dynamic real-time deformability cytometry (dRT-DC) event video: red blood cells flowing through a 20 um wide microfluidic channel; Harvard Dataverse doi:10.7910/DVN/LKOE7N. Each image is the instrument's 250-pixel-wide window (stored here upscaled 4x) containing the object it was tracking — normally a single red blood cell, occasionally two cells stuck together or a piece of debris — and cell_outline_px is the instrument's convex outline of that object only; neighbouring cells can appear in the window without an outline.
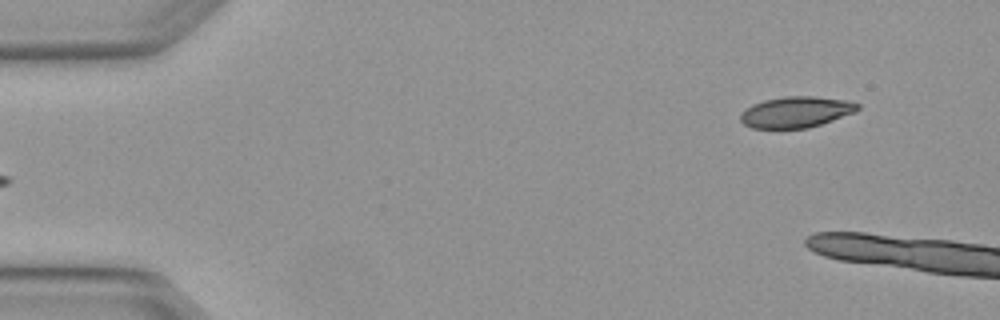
{"species": "Egyptian fruit bat (a non-hibernating species)", "species_latin": "Rousettus aegyptiacus", "temperature_condition": "warm", "stored_images_in_passage": 3, "camera_frame_rate_fps": 3000, "um_per_image_px": 0.085, "animal": {"sex": "female"}, "frame": {"image": 1, "passage_image": 3, "time_ms": 0.667, "image_size_px": [1000, 320], "cell_outline_px": [[860, 108], [856, 112], [808, 128], [752, 128], [744, 124], [740, 120], [740, 116], [752, 104], [764, 100], [784, 96], [812, 96], [848, 100], [860, 104]], "centroid_in_image_um": [67.7, 9.51], "position_along_channel_um": 17.3, "area_um2": 21.1}}